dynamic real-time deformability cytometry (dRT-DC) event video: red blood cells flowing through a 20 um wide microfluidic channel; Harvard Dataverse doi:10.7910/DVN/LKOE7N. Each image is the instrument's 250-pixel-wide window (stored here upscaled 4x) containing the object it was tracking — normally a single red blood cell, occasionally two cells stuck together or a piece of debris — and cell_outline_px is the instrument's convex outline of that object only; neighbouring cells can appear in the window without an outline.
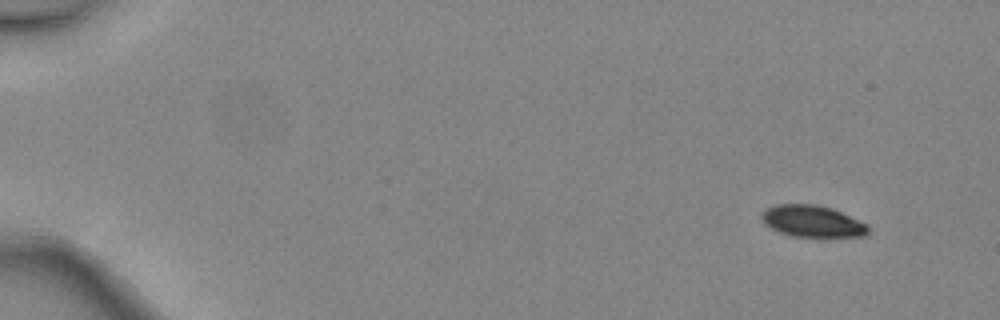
{"species": "common noctule bat (a hibernating species)", "species_latin": "Nyctalus noctula", "temperature_condition": "warm", "stored_images_in_passage": 4, "camera_frame_rate_fps": 3000, "um_per_image_px": 0.085, "animal": {"sex": "female", "body_mass_g": 24.6, "forearm_length_mm": 56.2}, "frame": {"image": 1, "passage_image": 1, "time_ms": 0.0, "image_size_px": [1000, 320], "cell_outline_px": [[868, 232], [864, 236], [792, 236], [780, 232], [764, 224], [760, 216], [764, 208], [776, 204], [816, 204], [832, 208], [868, 224]], "centroid_in_image_um": [69.01, 18.78], "position_along_channel_um": 16.0, "area_um2": 19.59}}
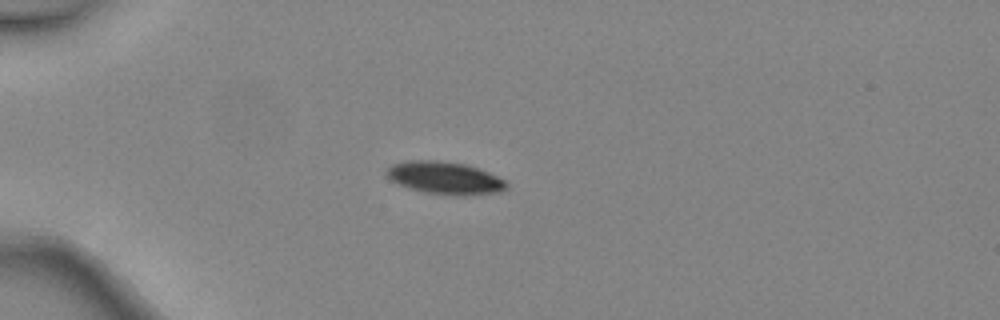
{"frame": {"image": 2, "passage_image": 3, "time_ms": 0.667, "image_size_px": [1000, 320], "cell_outline_px": [[508, 188], [500, 192], [464, 196], [460, 196], [424, 192], [408, 188], [392, 180], [384, 172], [392, 164], [408, 160], [436, 160], [464, 164], [488, 172], [504, 180], [508, 184]], "centroid_in_image_um": [37.82, 15.13], "position_along_channel_um": 47.2, "area_um2": 22.66}}